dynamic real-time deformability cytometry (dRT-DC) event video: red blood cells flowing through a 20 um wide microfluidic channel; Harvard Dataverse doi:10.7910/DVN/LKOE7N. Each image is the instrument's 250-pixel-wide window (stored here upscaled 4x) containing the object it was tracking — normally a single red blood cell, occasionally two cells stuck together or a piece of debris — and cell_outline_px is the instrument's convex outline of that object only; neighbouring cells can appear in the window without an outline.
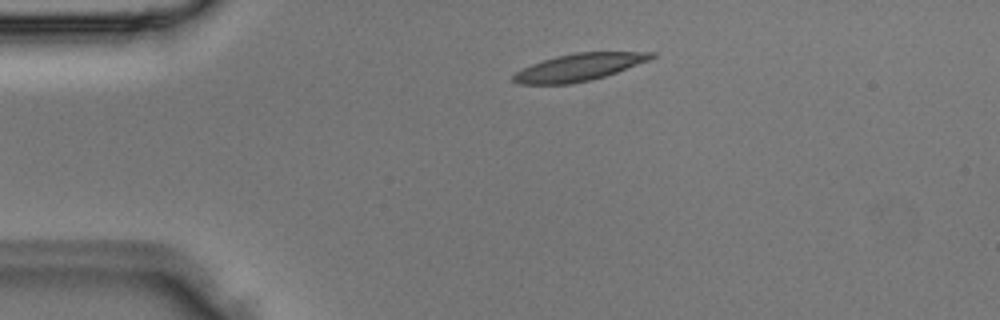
{"species": "Egyptian fruit bat (a non-hibernating species)", "species_latin": "Rousettus aegyptiacus", "temperature_condition": "room temperature", "stored_images_in_passage": 2, "camera_frame_rate_fps": 3000, "um_per_image_px": 0.085, "animal": {"sex": "male"}, "frame": {"image": 1, "passage_image": 1, "time_ms": 0.0, "image_size_px": [1000, 320], "cell_outline_px": [[656, 56], [648, 60], [616, 72], [592, 80], [572, 84], [520, 84], [512, 80], [512, 76], [516, 72], [532, 64], [556, 56], [576, 52], [656, 52]], "centroid_in_image_um": [49.2, 5.72], "position_along_channel_um": 35.8, "area_um2": 21.68}}